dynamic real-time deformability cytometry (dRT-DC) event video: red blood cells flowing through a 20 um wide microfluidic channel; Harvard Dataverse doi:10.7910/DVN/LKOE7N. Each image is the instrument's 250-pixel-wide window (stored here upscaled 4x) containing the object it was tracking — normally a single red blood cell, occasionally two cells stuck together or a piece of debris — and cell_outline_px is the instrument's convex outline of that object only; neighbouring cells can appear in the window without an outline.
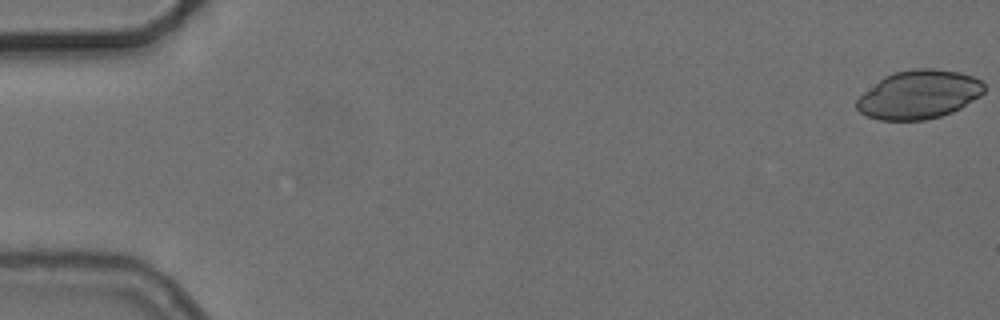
{"species": "common noctule bat (a hibernating species)", "species_latin": "Nyctalus noctula", "temperature_condition": "cold", "stored_images_in_passage": 22, "camera_frame_rate_fps": 3000, "um_per_image_px": 0.085, "animal": {"sex": "female", "body_mass_g": 24.6, "forearm_length_mm": 56.2}, "frame": {"image": 1, "passage_image": 1, "time_ms": 0.0, "image_size_px": [1000, 320], "cell_outline_px": [[984, 92], [980, 96], [960, 108], [952, 112], [940, 116], [924, 120], [880, 120], [868, 116], [860, 112], [856, 108], [856, 100], [864, 92], [884, 76], [896, 72], [916, 68], [932, 68], [960, 72], [972, 76], [980, 80], [984, 84]], "centroid_in_image_um": [78.11, 8.03], "position_along_channel_um": 6.9, "area_um2": 35.95}}